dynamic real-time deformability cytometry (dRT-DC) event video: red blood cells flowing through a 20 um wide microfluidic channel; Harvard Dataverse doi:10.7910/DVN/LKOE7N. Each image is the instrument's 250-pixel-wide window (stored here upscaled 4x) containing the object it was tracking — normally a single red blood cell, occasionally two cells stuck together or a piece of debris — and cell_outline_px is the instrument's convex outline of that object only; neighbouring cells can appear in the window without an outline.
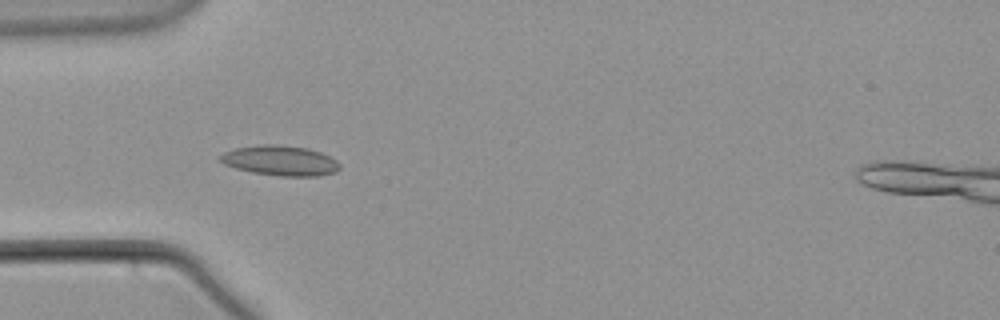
{"species": "common noctule bat (a hibernating species)", "species_latin": "Nyctalus noctula", "temperature_condition": "warm", "stored_images_in_passage": 35, "camera_frame_rate_fps": 3000, "um_per_image_px": 0.085, "animal": {"sex": "male", "body_mass_g": 21.5, "forearm_length_mm": 52.0}, "frame": {"image": 1, "passage_image": 1, "time_ms": 0.0, "image_size_px": [1000, 320], "cell_outline_px": [[340, 168], [336, 172], [316, 176], [280, 176], [252, 172], [236, 168], [224, 164], [216, 160], [224, 152], [236, 148], [260, 144], [276, 144], [308, 148], [320, 152], [336, 160], [340, 164]], "centroid_in_image_um": [23.8, 13.65], "position_along_channel_um": 61.2, "area_um2": 20.98}}
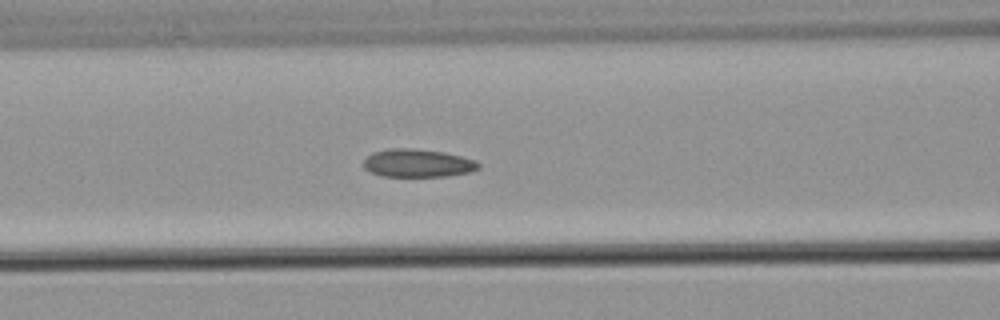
{"frame": {"image": 2, "passage_image": 7, "time_ms": 2.0, "image_size_px": [1000, 320], "cell_outline_px": [[480, 168], [468, 172], [448, 176], [380, 176], [364, 168], [364, 160], [372, 152], [392, 148], [412, 148], [444, 152], [476, 160], [480, 164]], "centroid_in_image_um": [35.51, 13.86], "position_along_channel_um": 131.1, "area_um2": 18.73}}
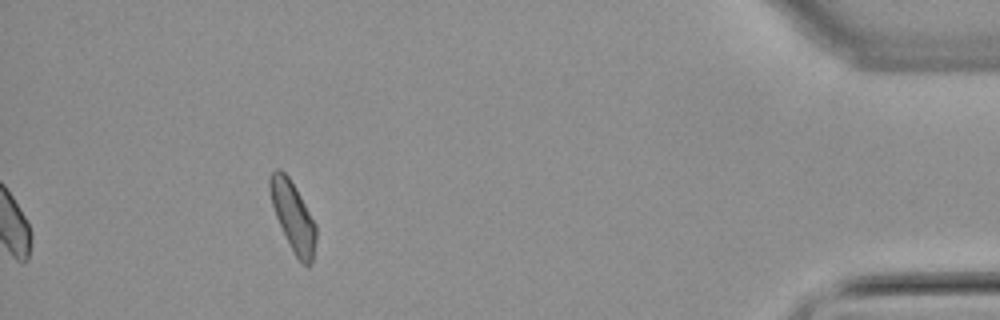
{"frame": {"image": 3, "passage_image": 35, "time_ms": 11.333, "image_size_px": [1000, 320], "cell_outline_px": [[316, 240], [312, 264], [308, 268], [296, 256], [276, 216], [272, 204], [268, 188], [268, 180], [272, 172], [276, 168], [280, 168], [288, 176], [296, 188], [316, 224]], "centroid_in_image_um": [24.91, 18.37], "position_along_channel_um": 410.3, "area_um2": 18.44}}